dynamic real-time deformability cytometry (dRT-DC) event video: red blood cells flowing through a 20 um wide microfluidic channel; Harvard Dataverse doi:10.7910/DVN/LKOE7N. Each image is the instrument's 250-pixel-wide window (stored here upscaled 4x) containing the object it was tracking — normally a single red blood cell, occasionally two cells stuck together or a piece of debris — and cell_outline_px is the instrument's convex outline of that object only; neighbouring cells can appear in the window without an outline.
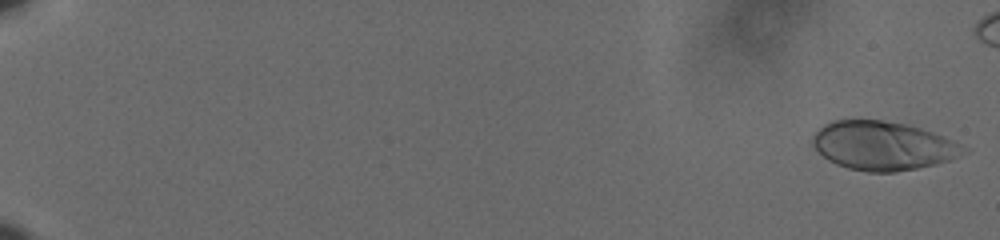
{"species": "human", "species_latin": "Homo sapiens", "temperature_condition": "cold", "stored_images_in_passage": 58, "camera_frame_rate_fps": 3000, "um_per_image_px": 0.085, "donor": {"sex": "male"}, "frame": {"image": 1, "passage_image": 1, "time_ms": 0.0, "image_size_px": [1000, 240], "cell_outline_px": [[972, 152], [936, 164], [896, 172], [868, 172], [848, 168], [836, 164], [828, 160], [812, 144], [812, 136], [828, 120], [844, 116], [880, 120], [908, 124], [932, 132], [960, 144], [968, 148]], "centroid_in_image_um": [75.01, 12.35], "position_along_channel_um": 10.0, "area_um2": 43.64}}
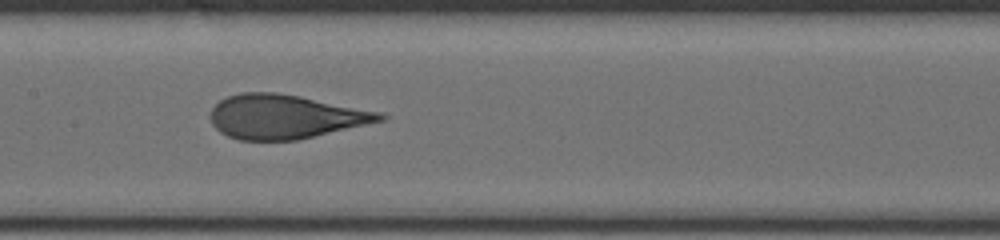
{"frame": {"image": 2, "passage_image": 33, "time_ms": 10.667, "image_size_px": [1000, 240], "cell_outline_px": [[388, 116], [384, 120], [296, 140], [240, 140], [228, 136], [220, 132], [212, 124], [212, 108], [220, 100], [228, 96], [240, 92], [276, 92], [300, 96], [380, 112]], "centroid_in_image_um": [24.21, 9.91], "position_along_channel_um": 183.2, "area_um2": 43.06}}
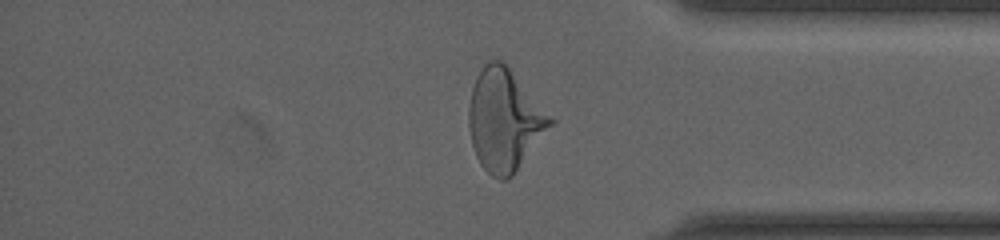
{"frame": {"image": 3, "passage_image": 51, "time_ms": 16.667, "image_size_px": [1000, 240], "cell_outline_px": [[556, 120], [512, 176], [504, 180], [500, 180], [492, 176], [480, 164], [476, 156], [472, 144], [468, 124], [468, 108], [472, 88], [476, 76], [484, 64], [492, 60], [500, 60], [508, 68]], "centroid_in_image_um": [42.87, 10.22], "position_along_channel_um": 392.3, "area_um2": 47.8}}